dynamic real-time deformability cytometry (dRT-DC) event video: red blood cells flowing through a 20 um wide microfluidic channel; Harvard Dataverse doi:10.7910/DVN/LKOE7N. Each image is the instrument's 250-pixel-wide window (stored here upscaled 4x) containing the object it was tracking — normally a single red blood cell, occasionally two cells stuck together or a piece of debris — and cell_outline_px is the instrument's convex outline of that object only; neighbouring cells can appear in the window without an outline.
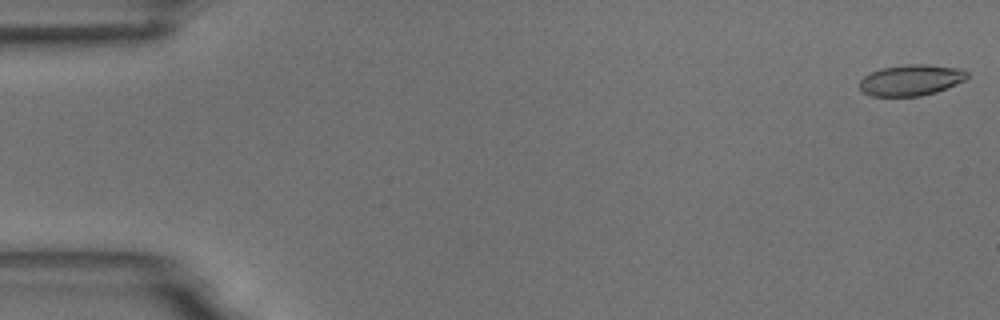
{"species": "common noctule bat (a hibernating species)", "species_latin": "Nyctalus noctula", "temperature_condition": "room temperature", "stored_images_in_passage": 6, "camera_frame_rate_fps": 3000, "um_per_image_px": 0.085, "animal": {"sex": "male", "body_mass_g": 18.8}, "frame": {"image": 1, "passage_image": 1, "time_ms": 0.0, "image_size_px": [1000, 320], "cell_outline_px": [[968, 76], [964, 80], [936, 92], [920, 96], [872, 96], [864, 92], [860, 88], [860, 80], [864, 76], [880, 68], [908, 64], [928, 64], [960, 68], [968, 72]], "centroid_in_image_um": [77.44, 6.8], "position_along_channel_um": 7.6, "area_um2": 19.36}}
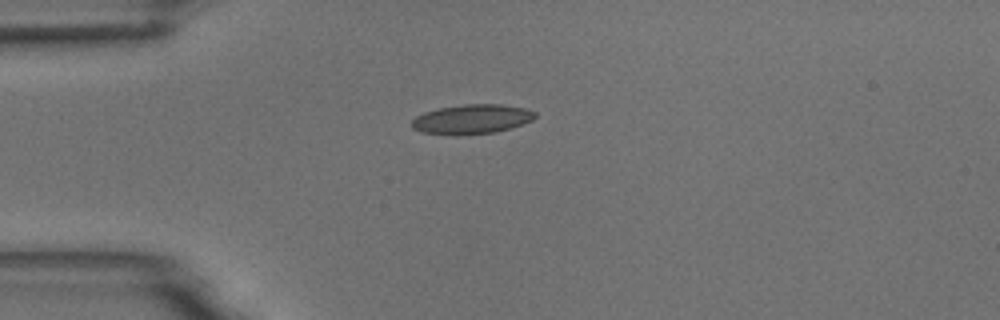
{"frame": {"image": 2, "passage_image": 4, "time_ms": 4.333, "image_size_px": [1000, 320], "cell_outline_px": [[536, 116], [532, 120], [496, 132], [456, 136], [452, 136], [424, 132], [412, 128], [412, 120], [416, 116], [424, 112], [440, 108], [464, 104], [500, 104], [524, 108], [536, 112]], "centroid_in_image_um": [40.08, 10.14], "position_along_channel_um": 44.9, "area_um2": 21.15}}
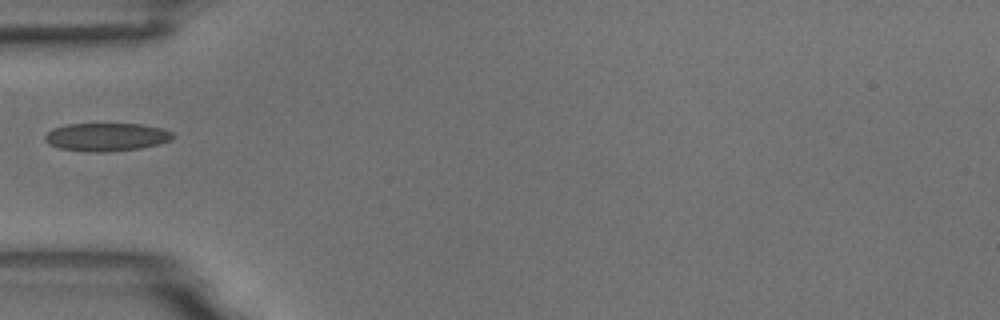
{"frame": {"image": 3, "passage_image": 5, "time_ms": 5.667, "image_size_px": [1000, 320], "cell_outline_px": [[172, 140], [160, 144], [140, 148], [108, 152], [88, 152], [60, 148], [48, 144], [44, 140], [44, 136], [52, 128], [68, 124], [140, 124], [160, 128], [172, 132]], "centroid_in_image_um": [9.02, 11.65], "position_along_channel_um": 76.0, "area_um2": 20.98}}